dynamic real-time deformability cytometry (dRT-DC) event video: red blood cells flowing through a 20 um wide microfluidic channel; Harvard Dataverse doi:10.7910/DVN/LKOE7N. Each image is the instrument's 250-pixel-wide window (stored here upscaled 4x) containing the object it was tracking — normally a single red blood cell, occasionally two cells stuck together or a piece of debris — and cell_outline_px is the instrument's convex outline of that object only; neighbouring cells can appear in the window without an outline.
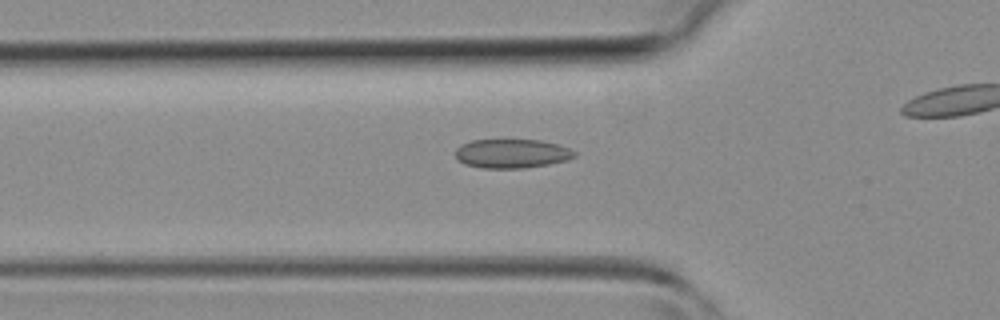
{"species": "common noctule bat (a hibernating species)", "species_latin": "Nyctalus noctula", "temperature_condition": "room temperature", "stored_images_in_passage": 25, "camera_frame_rate_fps": 3000, "um_per_image_px": 0.085, "animal": {"sex": "female", "body_mass_g": 19.3, "forearm_length_mm": 54.1}, "frame": {"image": 1, "passage_image": 3, "time_ms": 0.667, "image_size_px": [1000, 320], "cell_outline_px": [[576, 156], [568, 160], [548, 164], [524, 168], [480, 168], [464, 164], [456, 156], [456, 148], [460, 144], [472, 140], [540, 140], [556, 144], [568, 148], [576, 152]], "centroid_in_image_um": [43.49, 13.05], "position_along_channel_um": 82.3, "area_um2": 20.11}}
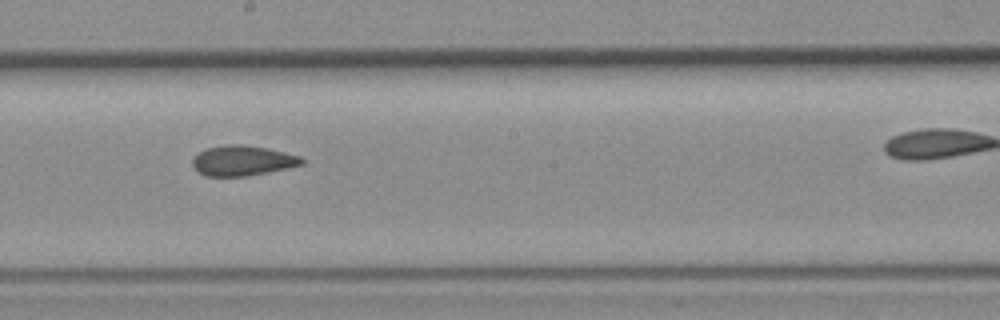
{"frame": {"image": 2, "passage_image": 12, "time_ms": 3.667, "image_size_px": [1000, 320], "cell_outline_px": [[304, 164], [288, 168], [268, 172], [244, 176], [204, 176], [196, 172], [192, 164], [192, 160], [200, 152], [208, 148], [228, 144], [236, 144], [268, 148], [300, 156], [304, 160]], "centroid_in_image_um": [20.61, 13.66], "position_along_channel_um": 227.6, "area_um2": 19.13}}
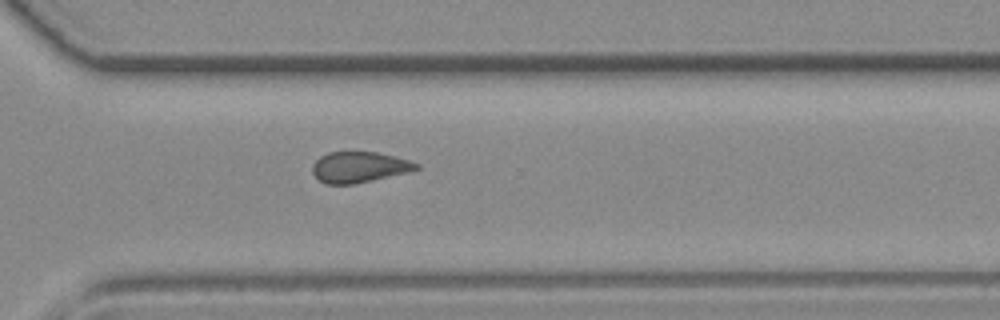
{"frame": {"image": 3, "passage_image": 19, "time_ms": 6.0, "image_size_px": [1000, 320], "cell_outline_px": [[420, 168], [408, 172], [356, 184], [324, 184], [312, 172], [312, 164], [320, 156], [328, 152], [376, 152], [408, 160], [420, 164]], "centroid_in_image_um": [30.51, 14.21], "position_along_channel_um": 340.1, "area_um2": 18.61}}